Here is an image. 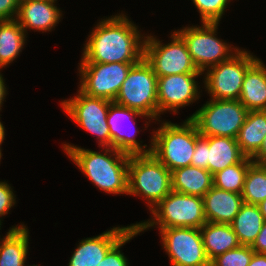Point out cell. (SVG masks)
<instances>
[{"mask_svg":"<svg viewBox=\"0 0 266 266\" xmlns=\"http://www.w3.org/2000/svg\"><path fill=\"white\" fill-rule=\"evenodd\" d=\"M254 161L245 156L239 163L226 167L213 175V186L242 194L248 167Z\"/></svg>","mask_w":266,"mask_h":266,"instance_id":"27","label":"cell"},{"mask_svg":"<svg viewBox=\"0 0 266 266\" xmlns=\"http://www.w3.org/2000/svg\"><path fill=\"white\" fill-rule=\"evenodd\" d=\"M27 37L16 19L0 21V69L11 65L20 56Z\"/></svg>","mask_w":266,"mask_h":266,"instance_id":"25","label":"cell"},{"mask_svg":"<svg viewBox=\"0 0 266 266\" xmlns=\"http://www.w3.org/2000/svg\"><path fill=\"white\" fill-rule=\"evenodd\" d=\"M258 207H259V209H260V212H261L262 215H263V219H264V221H266V199L263 200L262 202H260V203L258 204Z\"/></svg>","mask_w":266,"mask_h":266,"instance_id":"40","label":"cell"},{"mask_svg":"<svg viewBox=\"0 0 266 266\" xmlns=\"http://www.w3.org/2000/svg\"><path fill=\"white\" fill-rule=\"evenodd\" d=\"M244 157L236 138L207 136L208 171L212 175L239 163Z\"/></svg>","mask_w":266,"mask_h":266,"instance_id":"21","label":"cell"},{"mask_svg":"<svg viewBox=\"0 0 266 266\" xmlns=\"http://www.w3.org/2000/svg\"><path fill=\"white\" fill-rule=\"evenodd\" d=\"M139 117L146 119V123L144 124L145 127L143 128V130L147 129L150 126L151 122H155L148 115L140 113L137 110L120 106L114 102L110 104L107 123L113 148L128 155L151 153L152 140H149L150 144L149 146H147V144L142 145L143 141H141L140 139H136L139 131H142V129L139 130L136 126V118Z\"/></svg>","mask_w":266,"mask_h":266,"instance_id":"13","label":"cell"},{"mask_svg":"<svg viewBox=\"0 0 266 266\" xmlns=\"http://www.w3.org/2000/svg\"><path fill=\"white\" fill-rule=\"evenodd\" d=\"M157 83L156 74L143 58L130 68L114 103L148 115L155 120L156 124L158 121Z\"/></svg>","mask_w":266,"mask_h":266,"instance_id":"9","label":"cell"},{"mask_svg":"<svg viewBox=\"0 0 266 266\" xmlns=\"http://www.w3.org/2000/svg\"><path fill=\"white\" fill-rule=\"evenodd\" d=\"M251 249L255 253L266 254V221H264L262 228L256 237V240L251 245Z\"/></svg>","mask_w":266,"mask_h":266,"instance_id":"35","label":"cell"},{"mask_svg":"<svg viewBox=\"0 0 266 266\" xmlns=\"http://www.w3.org/2000/svg\"><path fill=\"white\" fill-rule=\"evenodd\" d=\"M8 181H0V225L2 226L3 217L16 205V195ZM2 217V218H1Z\"/></svg>","mask_w":266,"mask_h":266,"instance_id":"32","label":"cell"},{"mask_svg":"<svg viewBox=\"0 0 266 266\" xmlns=\"http://www.w3.org/2000/svg\"><path fill=\"white\" fill-rule=\"evenodd\" d=\"M112 101L104 98L91 97L79 89L76 95L60 102L63 111L81 127L96 136L98 147H112L107 116Z\"/></svg>","mask_w":266,"mask_h":266,"instance_id":"11","label":"cell"},{"mask_svg":"<svg viewBox=\"0 0 266 266\" xmlns=\"http://www.w3.org/2000/svg\"><path fill=\"white\" fill-rule=\"evenodd\" d=\"M145 35L143 58L151 66L157 78L175 74L202 73L194 64L186 43L175 30L171 31L169 43H163V40L160 41L151 33Z\"/></svg>","mask_w":266,"mask_h":266,"instance_id":"10","label":"cell"},{"mask_svg":"<svg viewBox=\"0 0 266 266\" xmlns=\"http://www.w3.org/2000/svg\"><path fill=\"white\" fill-rule=\"evenodd\" d=\"M242 198L244 203L252 205L266 199V165L253 162L248 167Z\"/></svg>","mask_w":266,"mask_h":266,"instance_id":"28","label":"cell"},{"mask_svg":"<svg viewBox=\"0 0 266 266\" xmlns=\"http://www.w3.org/2000/svg\"><path fill=\"white\" fill-rule=\"evenodd\" d=\"M266 135V110L249 111L237 136L241 152L252 158L261 148Z\"/></svg>","mask_w":266,"mask_h":266,"instance_id":"24","label":"cell"},{"mask_svg":"<svg viewBox=\"0 0 266 266\" xmlns=\"http://www.w3.org/2000/svg\"><path fill=\"white\" fill-rule=\"evenodd\" d=\"M248 266H266V254L254 252Z\"/></svg>","mask_w":266,"mask_h":266,"instance_id":"38","label":"cell"},{"mask_svg":"<svg viewBox=\"0 0 266 266\" xmlns=\"http://www.w3.org/2000/svg\"><path fill=\"white\" fill-rule=\"evenodd\" d=\"M1 116V114H0ZM5 126L3 124V122H1V117H0V150L2 151V143H4L5 136H6V132H5Z\"/></svg>","mask_w":266,"mask_h":266,"instance_id":"39","label":"cell"},{"mask_svg":"<svg viewBox=\"0 0 266 266\" xmlns=\"http://www.w3.org/2000/svg\"><path fill=\"white\" fill-rule=\"evenodd\" d=\"M24 266H40V265H38V264L37 265H35V264H33V265H26L25 264Z\"/></svg>","mask_w":266,"mask_h":266,"instance_id":"42","label":"cell"},{"mask_svg":"<svg viewBox=\"0 0 266 266\" xmlns=\"http://www.w3.org/2000/svg\"><path fill=\"white\" fill-rule=\"evenodd\" d=\"M3 153H2V151L0 150V163H1V158H2V155Z\"/></svg>","mask_w":266,"mask_h":266,"instance_id":"41","label":"cell"},{"mask_svg":"<svg viewBox=\"0 0 266 266\" xmlns=\"http://www.w3.org/2000/svg\"><path fill=\"white\" fill-rule=\"evenodd\" d=\"M172 191L171 172L152 153L130 155L128 195L147 202L151 211Z\"/></svg>","mask_w":266,"mask_h":266,"instance_id":"4","label":"cell"},{"mask_svg":"<svg viewBox=\"0 0 266 266\" xmlns=\"http://www.w3.org/2000/svg\"><path fill=\"white\" fill-rule=\"evenodd\" d=\"M58 0L20 1L16 20L24 29L34 32H52L62 19V10L57 6Z\"/></svg>","mask_w":266,"mask_h":266,"instance_id":"17","label":"cell"},{"mask_svg":"<svg viewBox=\"0 0 266 266\" xmlns=\"http://www.w3.org/2000/svg\"><path fill=\"white\" fill-rule=\"evenodd\" d=\"M134 226H115L103 233L80 240L68 266H97L108 251Z\"/></svg>","mask_w":266,"mask_h":266,"instance_id":"16","label":"cell"},{"mask_svg":"<svg viewBox=\"0 0 266 266\" xmlns=\"http://www.w3.org/2000/svg\"><path fill=\"white\" fill-rule=\"evenodd\" d=\"M251 159L254 163L266 165V135L260 150Z\"/></svg>","mask_w":266,"mask_h":266,"instance_id":"36","label":"cell"},{"mask_svg":"<svg viewBox=\"0 0 266 266\" xmlns=\"http://www.w3.org/2000/svg\"><path fill=\"white\" fill-rule=\"evenodd\" d=\"M20 0H0V21L16 19Z\"/></svg>","mask_w":266,"mask_h":266,"instance_id":"34","label":"cell"},{"mask_svg":"<svg viewBox=\"0 0 266 266\" xmlns=\"http://www.w3.org/2000/svg\"><path fill=\"white\" fill-rule=\"evenodd\" d=\"M30 232L26 224L12 226L0 236V266H24L29 255Z\"/></svg>","mask_w":266,"mask_h":266,"instance_id":"20","label":"cell"},{"mask_svg":"<svg viewBox=\"0 0 266 266\" xmlns=\"http://www.w3.org/2000/svg\"><path fill=\"white\" fill-rule=\"evenodd\" d=\"M2 69H0V111H2V105L6 101V96L8 94L7 84H5V79L3 74L1 73Z\"/></svg>","mask_w":266,"mask_h":266,"instance_id":"37","label":"cell"},{"mask_svg":"<svg viewBox=\"0 0 266 266\" xmlns=\"http://www.w3.org/2000/svg\"><path fill=\"white\" fill-rule=\"evenodd\" d=\"M219 23L188 25L175 30L186 43L188 52L200 72L230 59L241 48L218 38Z\"/></svg>","mask_w":266,"mask_h":266,"instance_id":"6","label":"cell"},{"mask_svg":"<svg viewBox=\"0 0 266 266\" xmlns=\"http://www.w3.org/2000/svg\"><path fill=\"white\" fill-rule=\"evenodd\" d=\"M200 230L204 249L210 262L226 251L241 245L230 224L206 222Z\"/></svg>","mask_w":266,"mask_h":266,"instance_id":"23","label":"cell"},{"mask_svg":"<svg viewBox=\"0 0 266 266\" xmlns=\"http://www.w3.org/2000/svg\"><path fill=\"white\" fill-rule=\"evenodd\" d=\"M246 49H240L230 59L206 69L203 89L215 100H239L247 69L258 59Z\"/></svg>","mask_w":266,"mask_h":266,"instance_id":"7","label":"cell"},{"mask_svg":"<svg viewBox=\"0 0 266 266\" xmlns=\"http://www.w3.org/2000/svg\"><path fill=\"white\" fill-rule=\"evenodd\" d=\"M263 223V215L258 205L244 203L230 225L240 244L251 246L256 240Z\"/></svg>","mask_w":266,"mask_h":266,"instance_id":"26","label":"cell"},{"mask_svg":"<svg viewBox=\"0 0 266 266\" xmlns=\"http://www.w3.org/2000/svg\"><path fill=\"white\" fill-rule=\"evenodd\" d=\"M200 13L201 23H220L233 0H191Z\"/></svg>","mask_w":266,"mask_h":266,"instance_id":"29","label":"cell"},{"mask_svg":"<svg viewBox=\"0 0 266 266\" xmlns=\"http://www.w3.org/2000/svg\"><path fill=\"white\" fill-rule=\"evenodd\" d=\"M20 1H36V0H20Z\"/></svg>","mask_w":266,"mask_h":266,"instance_id":"43","label":"cell"},{"mask_svg":"<svg viewBox=\"0 0 266 266\" xmlns=\"http://www.w3.org/2000/svg\"><path fill=\"white\" fill-rule=\"evenodd\" d=\"M253 253L251 246L240 245L214 258L210 266H248Z\"/></svg>","mask_w":266,"mask_h":266,"instance_id":"30","label":"cell"},{"mask_svg":"<svg viewBox=\"0 0 266 266\" xmlns=\"http://www.w3.org/2000/svg\"><path fill=\"white\" fill-rule=\"evenodd\" d=\"M190 165L208 170L207 136H200L196 140L195 151L192 155Z\"/></svg>","mask_w":266,"mask_h":266,"instance_id":"33","label":"cell"},{"mask_svg":"<svg viewBox=\"0 0 266 266\" xmlns=\"http://www.w3.org/2000/svg\"><path fill=\"white\" fill-rule=\"evenodd\" d=\"M159 128L152 130L151 153L171 172L180 167L190 166L196 140L201 136L191 119L182 123L158 120Z\"/></svg>","mask_w":266,"mask_h":266,"instance_id":"3","label":"cell"},{"mask_svg":"<svg viewBox=\"0 0 266 266\" xmlns=\"http://www.w3.org/2000/svg\"><path fill=\"white\" fill-rule=\"evenodd\" d=\"M94 25L82 48L80 62L138 63L146 36L123 12L105 16Z\"/></svg>","mask_w":266,"mask_h":266,"instance_id":"1","label":"cell"},{"mask_svg":"<svg viewBox=\"0 0 266 266\" xmlns=\"http://www.w3.org/2000/svg\"><path fill=\"white\" fill-rule=\"evenodd\" d=\"M150 214V219L133 223L141 232L149 228L200 229L206 223L203 198L173 190L150 211Z\"/></svg>","mask_w":266,"mask_h":266,"instance_id":"5","label":"cell"},{"mask_svg":"<svg viewBox=\"0 0 266 266\" xmlns=\"http://www.w3.org/2000/svg\"><path fill=\"white\" fill-rule=\"evenodd\" d=\"M208 100L187 119L196 124L201 136L237 138L249 111L239 100Z\"/></svg>","mask_w":266,"mask_h":266,"instance_id":"8","label":"cell"},{"mask_svg":"<svg viewBox=\"0 0 266 266\" xmlns=\"http://www.w3.org/2000/svg\"><path fill=\"white\" fill-rule=\"evenodd\" d=\"M79 87L84 94L114 102L130 68L137 63H78Z\"/></svg>","mask_w":266,"mask_h":266,"instance_id":"12","label":"cell"},{"mask_svg":"<svg viewBox=\"0 0 266 266\" xmlns=\"http://www.w3.org/2000/svg\"><path fill=\"white\" fill-rule=\"evenodd\" d=\"M140 229L134 225L106 254L105 258L97 266H129V260L122 252V247L140 235Z\"/></svg>","mask_w":266,"mask_h":266,"instance_id":"31","label":"cell"},{"mask_svg":"<svg viewBox=\"0 0 266 266\" xmlns=\"http://www.w3.org/2000/svg\"><path fill=\"white\" fill-rule=\"evenodd\" d=\"M68 158L100 191L113 195H128V162L130 155L113 147L100 151L63 143Z\"/></svg>","mask_w":266,"mask_h":266,"instance_id":"2","label":"cell"},{"mask_svg":"<svg viewBox=\"0 0 266 266\" xmlns=\"http://www.w3.org/2000/svg\"><path fill=\"white\" fill-rule=\"evenodd\" d=\"M158 231L171 266H210L200 229L171 227Z\"/></svg>","mask_w":266,"mask_h":266,"instance_id":"14","label":"cell"},{"mask_svg":"<svg viewBox=\"0 0 266 266\" xmlns=\"http://www.w3.org/2000/svg\"><path fill=\"white\" fill-rule=\"evenodd\" d=\"M198 76L201 77L203 74L186 73L158 77V120L161 114L173 112L176 115L180 108L190 106L201 99L202 89H200L199 81L195 80Z\"/></svg>","mask_w":266,"mask_h":266,"instance_id":"15","label":"cell"},{"mask_svg":"<svg viewBox=\"0 0 266 266\" xmlns=\"http://www.w3.org/2000/svg\"><path fill=\"white\" fill-rule=\"evenodd\" d=\"M171 181L173 191L203 198L213 186V175L208 170L190 165L171 171Z\"/></svg>","mask_w":266,"mask_h":266,"instance_id":"22","label":"cell"},{"mask_svg":"<svg viewBox=\"0 0 266 266\" xmlns=\"http://www.w3.org/2000/svg\"><path fill=\"white\" fill-rule=\"evenodd\" d=\"M206 222L230 224L244 204L242 194L215 186L203 196Z\"/></svg>","mask_w":266,"mask_h":266,"instance_id":"18","label":"cell"},{"mask_svg":"<svg viewBox=\"0 0 266 266\" xmlns=\"http://www.w3.org/2000/svg\"><path fill=\"white\" fill-rule=\"evenodd\" d=\"M239 101L248 111L266 110V65L260 58L247 69Z\"/></svg>","mask_w":266,"mask_h":266,"instance_id":"19","label":"cell"}]
</instances>
